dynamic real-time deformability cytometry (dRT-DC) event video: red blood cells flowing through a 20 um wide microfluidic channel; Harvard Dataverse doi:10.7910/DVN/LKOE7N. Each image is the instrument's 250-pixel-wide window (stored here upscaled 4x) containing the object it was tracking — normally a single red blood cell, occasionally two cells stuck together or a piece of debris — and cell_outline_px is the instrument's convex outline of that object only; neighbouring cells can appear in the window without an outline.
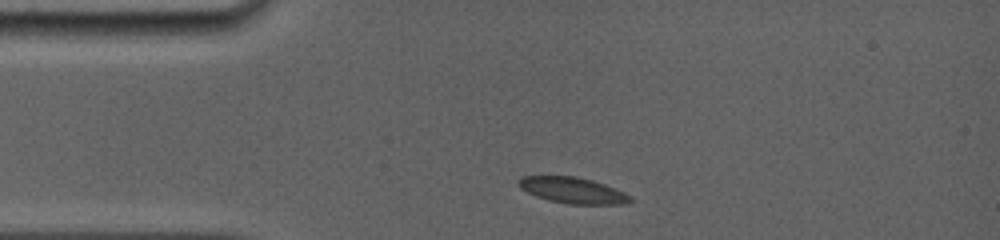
{"species": "common noctule bat (a hibernating species)", "species_latin": "Nyctalus noctula", "temperature_condition": "room temperature", "stored_images_in_passage": 2, "camera_frame_rate_fps": 5000, "um_per_image_px": 0.085, "animal": {"sex": "female", "body_mass_g": 19.0, "forearm_length_mm": 56.7}, "frame": {"image": 1, "passage_image": 1, "time_ms": 0.0, "image_size_px": [1000, 240], "cell_outline_px": [[632, 200], [624, 204], [568, 204], [548, 200], [536, 196], [520, 188], [516, 184], [516, 180], [520, 176], [576, 176], [592, 180], [604, 184], [624, 192], [632, 196]], "centroid_in_image_um": [48.64, 16.17], "position_along_channel_um": 36.4, "area_um2": 17.05}}